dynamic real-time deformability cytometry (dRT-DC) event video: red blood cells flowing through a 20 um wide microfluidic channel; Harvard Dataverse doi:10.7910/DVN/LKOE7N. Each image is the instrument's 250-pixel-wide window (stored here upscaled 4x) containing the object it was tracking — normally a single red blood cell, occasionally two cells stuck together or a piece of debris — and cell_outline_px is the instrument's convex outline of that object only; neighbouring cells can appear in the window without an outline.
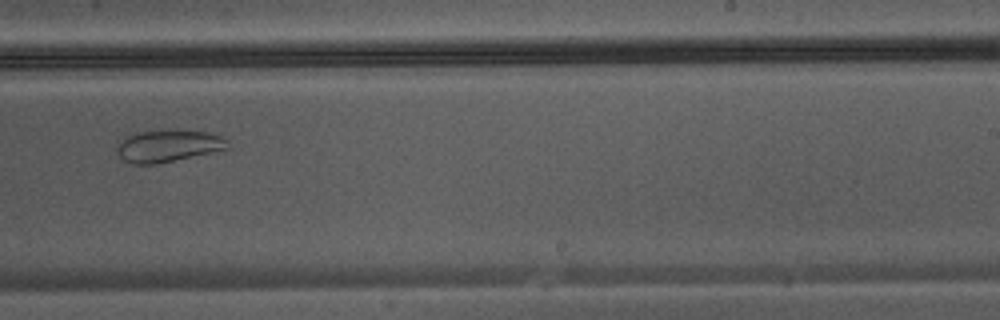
{"species": "Egyptian fruit bat (a non-hibernating species)", "species_latin": "Rousettus aegyptiacus", "temperature_condition": "warm", "stored_images_in_passage": 38, "segment_of_instrument_passage": [2, 2], "camera_frame_rate_fps": 3000, "um_per_image_px": 0.085, "animal": {"sex": "male"}, "frame": {"image": 1, "passage_image": 22, "time_ms": 7.0, "image_size_px": [1000, 320], "cell_outline_px": [[228, 148], [156, 164], [132, 164], [124, 160], [116, 152], [116, 148], [124, 136], [132, 132], [212, 132], [228, 140]], "centroid_in_image_um": [14.23, 12.42], "position_along_channel_um": 274.8, "area_um2": 20.0}}
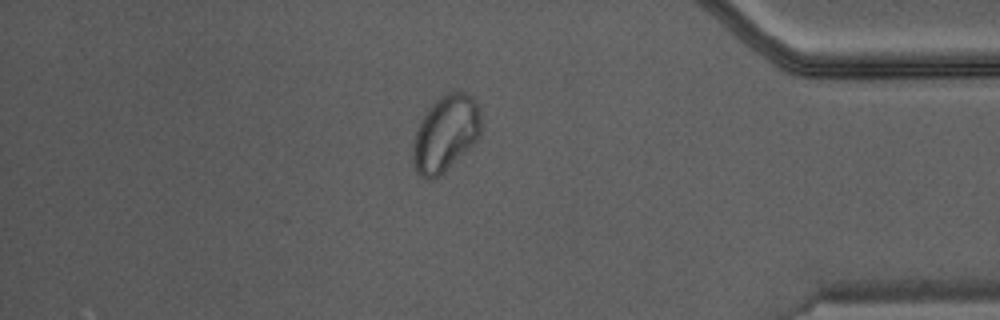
{"frame": {"image": 2, "passage_image": 32, "time_ms": 10.333, "image_size_px": [1000, 320], "cell_outline_px": [[480, 136], [440, 176], [432, 180], [428, 180], [420, 176], [416, 172], [412, 156], [412, 144], [416, 132], [428, 108], [440, 96], [448, 92], [464, 92], [472, 96], [476, 100], [480, 108]], "centroid_in_image_um": [37.86, 11.35], "position_along_channel_um": 397.3, "area_um2": 30.06}}
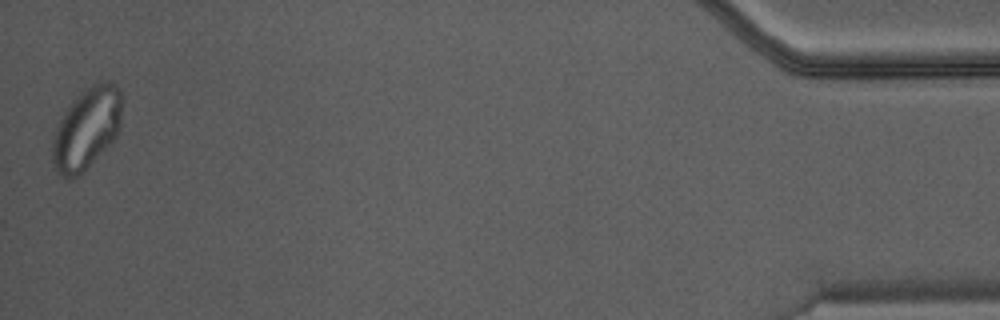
{"frame": {"image": 3, "passage_image": 38, "time_ms": 12.333, "image_size_px": [1000, 320], "cell_outline_px": [[124, 96], [120, 128], [116, 136], [84, 172], [68, 180], [60, 176], [52, 168], [52, 136], [60, 116], [80, 92], [92, 84], [100, 80], [108, 80], [116, 84], [120, 88]], "centroid_in_image_um": [7.37, 10.9], "position_along_channel_um": 427.8, "area_um2": 34.04}}